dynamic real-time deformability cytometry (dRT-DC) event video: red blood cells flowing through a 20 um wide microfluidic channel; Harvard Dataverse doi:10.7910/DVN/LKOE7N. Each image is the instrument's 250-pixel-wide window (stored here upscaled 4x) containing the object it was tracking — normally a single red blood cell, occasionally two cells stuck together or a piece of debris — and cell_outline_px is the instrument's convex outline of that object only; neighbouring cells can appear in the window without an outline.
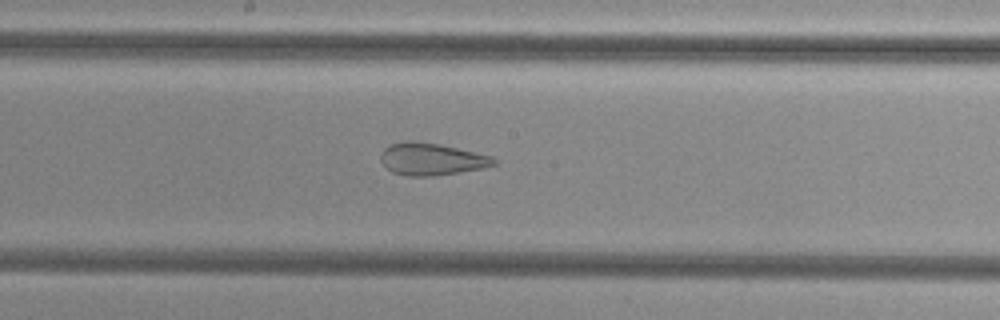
{"species": "common noctule bat (a hibernating species)", "species_latin": "Nyctalus noctula", "temperature_condition": "cold", "stored_images_in_passage": 54, "camera_frame_rate_fps": 3000, "um_per_image_px": 0.085, "animal": {"sex": "female", "body_mass_g": 29.2, "forearm_length_mm": 56.3}, "frame": {"image": 1, "passage_image": 29, "time_ms": 9.333, "image_size_px": [1000, 320], "cell_outline_px": [[496, 164], [480, 168], [436, 176], [408, 176], [392, 172], [380, 160], [380, 156], [384, 148], [388, 144], [404, 140], [412, 140], [436, 144], [456, 148], [492, 156], [496, 160]], "centroid_in_image_um": [36.62, 13.52], "position_along_channel_um": 211.6, "area_um2": 21.04}}
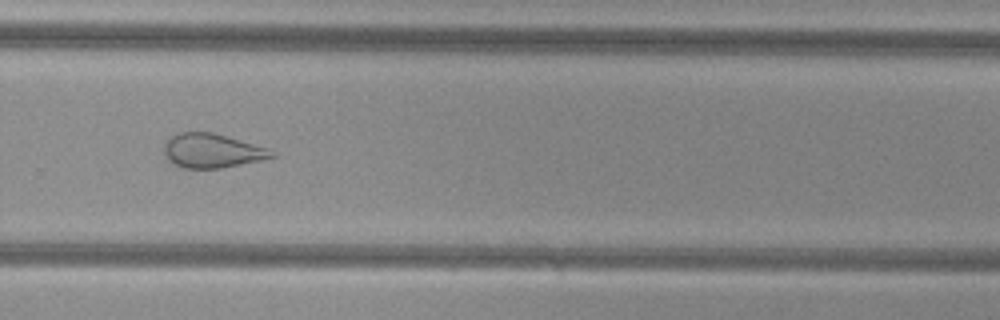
{"frame": {"image": 2, "passage_image": 37, "time_ms": 12.0, "image_size_px": [1000, 320], "cell_outline_px": [[276, 156], [264, 160], [220, 168], [184, 168], [176, 164], [164, 152], [164, 144], [172, 136], [180, 132], [212, 132], [268, 148]], "centroid_in_image_um": [18.06, 12.81], "position_along_channel_um": 311.7, "area_um2": 21.04}}
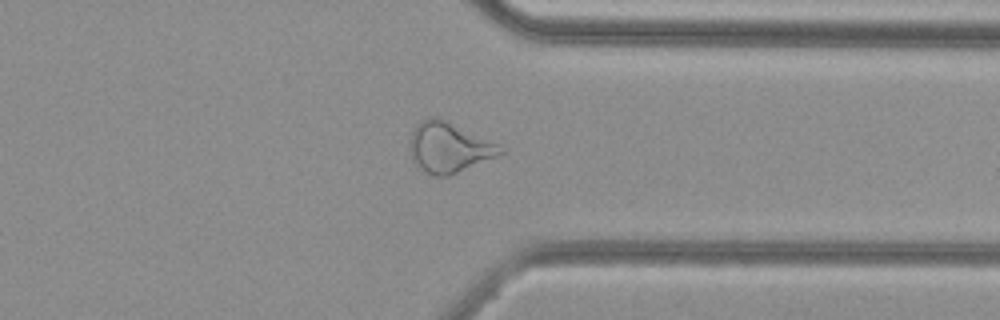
{"frame": {"image": 3, "passage_image": 42, "time_ms": 13.667, "image_size_px": [1000, 320], "cell_outline_px": [[504, 152], [500, 156], [448, 176], [432, 176], [420, 168], [412, 160], [412, 132], [416, 124], [420, 120], [428, 116], [436, 116], [496, 144], [504, 148]], "centroid_in_image_um": [38.16, 12.55], "position_along_channel_um": 373.2, "area_um2": 26.01}, "authors_computed_cell_mechanics": {"area_um2": 28.611, "velocity_mm_per_s": 3.7668, "shape_relaxation_time_tau1_ms": null, "shape_relaxation_time_tau2_ms": 1.3486, "deformation_change_tau1": null, "deformation_change_tau2": 0.0928}}